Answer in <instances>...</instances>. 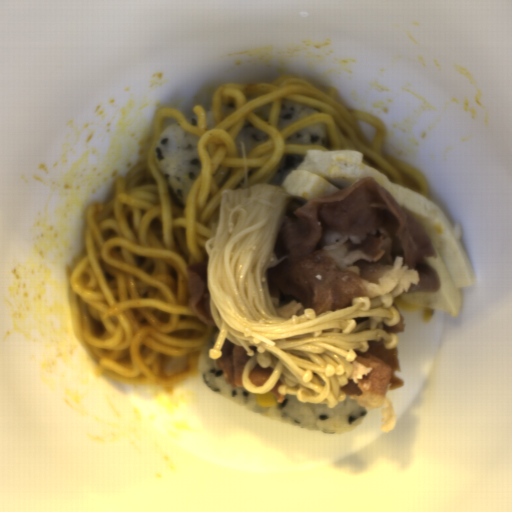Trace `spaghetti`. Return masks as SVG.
I'll list each match as a JSON object with an SVG mask.
<instances>
[{
	"label": "spaghetti",
	"instance_id": "obj_2",
	"mask_svg": "<svg viewBox=\"0 0 512 512\" xmlns=\"http://www.w3.org/2000/svg\"><path fill=\"white\" fill-rule=\"evenodd\" d=\"M392 306L395 307L398 311H417L425 323L431 321L434 315V309L415 307L404 302L398 295L397 297H393Z\"/></svg>",
	"mask_w": 512,
	"mask_h": 512
},
{
	"label": "spaghetti",
	"instance_id": "obj_1",
	"mask_svg": "<svg viewBox=\"0 0 512 512\" xmlns=\"http://www.w3.org/2000/svg\"><path fill=\"white\" fill-rule=\"evenodd\" d=\"M318 109L290 127L278 128L282 101ZM235 106L223 120L221 104ZM270 103L268 122L253 110ZM194 105L196 125L186 113L161 106L154 115L145 160L116 178L113 197L93 202L84 220V245L66 277L72 331L92 363L121 386L153 383L166 392L201 374L200 353L219 327L203 323L190 309L187 267L210 257L206 241L223 190L245 183L243 149L235 140L245 121L268 139L245 150L249 187L270 183L286 154L308 150H355L365 165L382 171L429 200L424 175L384 150L386 128L372 113L348 111L337 88L320 90L289 75L271 84H225L215 90L210 108ZM178 121L199 137L202 169L184 208L172 202L155 162L154 145ZM326 123L328 146L290 145L286 137L308 125Z\"/></svg>",
	"mask_w": 512,
	"mask_h": 512
}]
</instances>
